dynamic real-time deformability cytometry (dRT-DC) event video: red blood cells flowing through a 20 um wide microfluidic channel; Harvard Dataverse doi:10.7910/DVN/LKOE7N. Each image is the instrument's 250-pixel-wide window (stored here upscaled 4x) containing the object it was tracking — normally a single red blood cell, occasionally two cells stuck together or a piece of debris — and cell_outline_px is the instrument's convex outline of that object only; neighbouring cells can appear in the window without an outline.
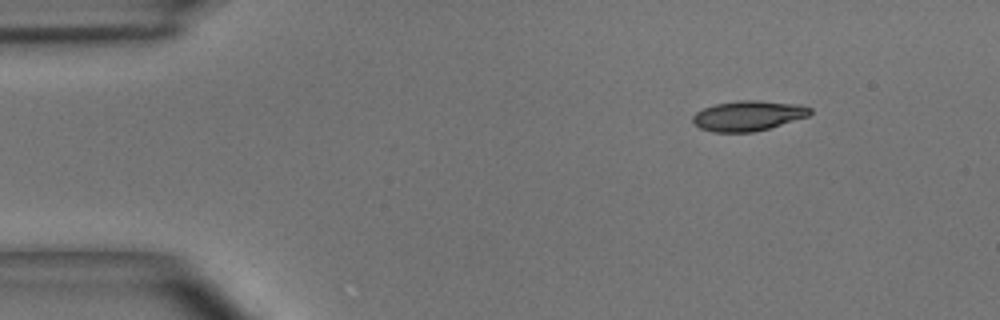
{"species": "common noctule bat (a hibernating species)", "species_latin": "Nyctalus noctula", "temperature_condition": "room temperature", "stored_images_in_passage": 3, "camera_frame_rate_fps": 3000, "um_per_image_px": 0.085, "animal": {"sex": "male", "body_mass_g": 15.6}, "frame": {"image": 1, "passage_image": 1, "time_ms": 0.0, "image_size_px": [1000, 320], "cell_outline_px": [[812, 112], [808, 116], [768, 128], [752, 132], [712, 132], [700, 128], [692, 120], [692, 116], [696, 112], [704, 108], [716, 104], [740, 100], [756, 100], [796, 104], [812, 108]], "centroid_in_image_um": [63.58, 9.84], "position_along_channel_um": 21.4, "area_um2": 20.35}}